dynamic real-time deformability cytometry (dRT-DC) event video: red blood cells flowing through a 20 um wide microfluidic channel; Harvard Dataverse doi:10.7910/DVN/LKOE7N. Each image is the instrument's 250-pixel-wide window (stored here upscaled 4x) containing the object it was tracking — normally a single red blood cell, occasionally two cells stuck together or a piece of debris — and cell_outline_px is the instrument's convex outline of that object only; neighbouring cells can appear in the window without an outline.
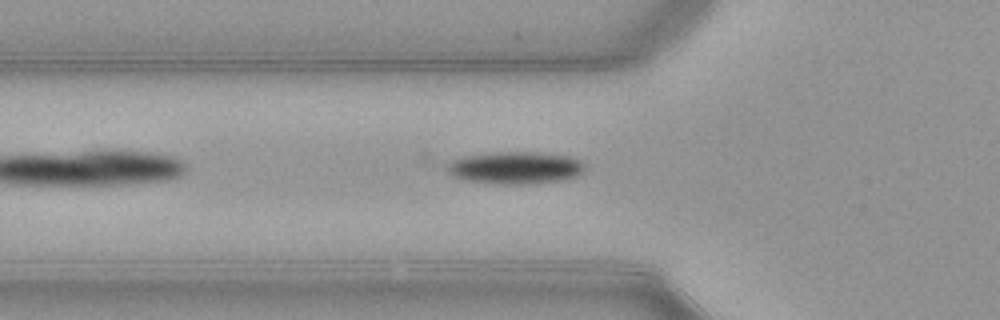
{"species": "common noctule bat (a hibernating species)", "species_latin": "Nyctalus noctula", "temperature_condition": "warm", "stored_images_in_passage": 34, "camera_frame_rate_fps": 3000, "um_per_image_px": 0.085, "animal": {"sex": "female", "body_mass_g": 21.9}, "frame": {"image": 1, "passage_image": 5, "time_ms": 1.333, "image_size_px": [1000, 320], "cell_outline_px": [[584, 168], [576, 176], [560, 180], [524, 184], [496, 184], [468, 180], [456, 176], [448, 172], [448, 164], [464, 156], [496, 152], [540, 152], [568, 156], [580, 160], [584, 164]], "centroid_in_image_um": [43.83, 14.25], "position_along_channel_um": 82.0, "area_um2": 25.43}}
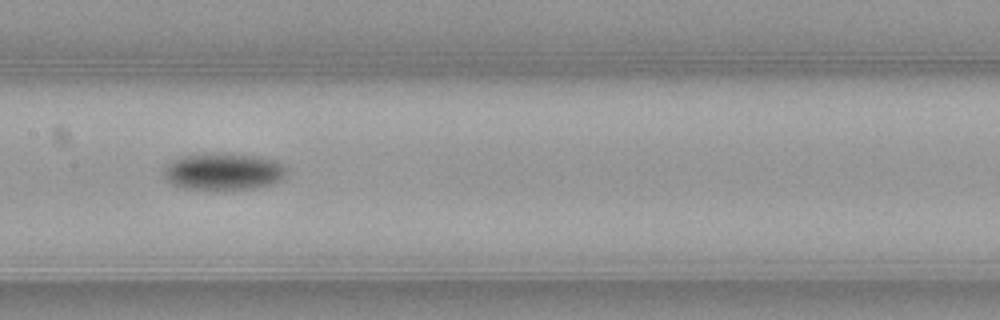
{"frame": {"image": 2, "passage_image": 13, "time_ms": 4.0, "image_size_px": [1000, 320], "cell_outline_px": [[284, 176], [280, 180], [268, 184], [252, 188], [220, 192], [180, 188], [172, 184], [164, 176], [164, 172], [168, 164], [172, 160], [180, 156], [216, 152], [228, 152], [256, 156], [272, 160], [280, 164], [284, 168]], "centroid_in_image_um": [18.91, 14.6], "position_along_channel_um": 188.5, "area_um2": 26.93}}
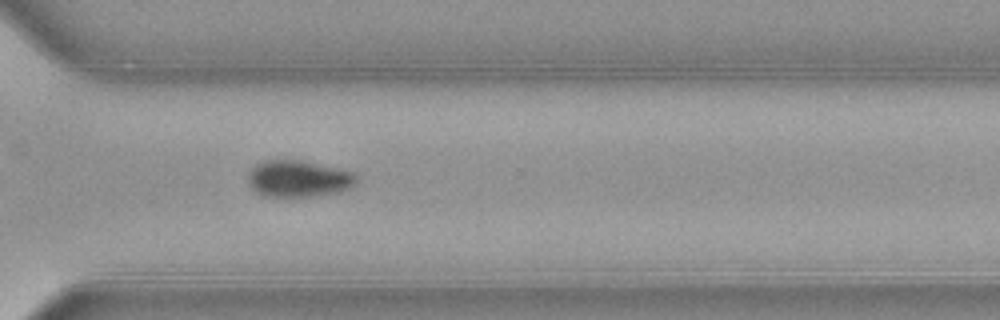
{"frame": {"image": 3, "passage_image": 25, "time_ms": 8.0, "image_size_px": [1000, 320], "cell_outline_px": [[356, 180], [352, 188], [340, 192], [312, 196], [264, 196], [256, 192], [248, 184], [248, 172], [256, 164], [264, 160], [300, 160], [352, 172], [356, 176]], "centroid_in_image_um": [25.33, 15.19], "position_along_channel_um": 345.3, "area_um2": 23.0}}